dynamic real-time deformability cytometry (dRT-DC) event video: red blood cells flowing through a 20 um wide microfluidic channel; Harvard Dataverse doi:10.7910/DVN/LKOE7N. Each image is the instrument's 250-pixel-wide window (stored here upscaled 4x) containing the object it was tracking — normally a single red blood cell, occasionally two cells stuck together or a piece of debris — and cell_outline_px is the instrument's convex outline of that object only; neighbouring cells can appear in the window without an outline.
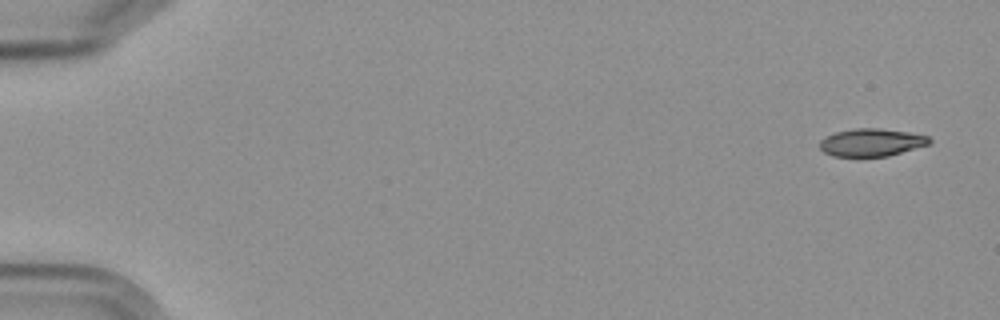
{"species": "Egyptian fruit bat (a non-hibernating species)", "species_latin": "Rousettus aegyptiacus", "temperature_condition": "cold", "stored_images_in_passage": 6, "camera_frame_rate_fps": 3000, "um_per_image_px": 0.085, "frame": {"image": 1, "passage_image": 1, "time_ms": 0.0, "image_size_px": [1000, 320], "cell_outline_px": [[932, 140], [928, 144], [888, 156], [856, 160], [832, 156], [824, 152], [820, 148], [820, 140], [836, 132], [856, 128], [880, 128], [908, 132], [928, 136]], "centroid_in_image_um": [74.02, 12.16], "position_along_channel_um": 11.0, "area_um2": 18.26}}
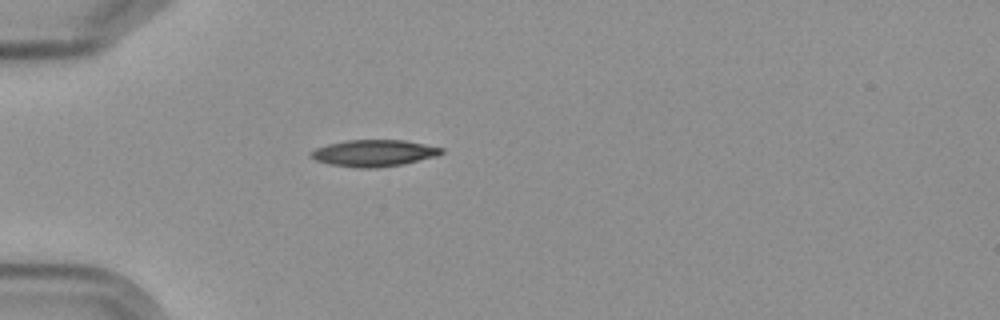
{"frame": {"image": 2, "passage_image": 5, "time_ms": 5.0, "image_size_px": [1000, 320], "cell_outline_px": [[444, 152], [436, 156], [400, 164], [376, 168], [356, 168], [328, 164], [316, 160], [308, 156], [308, 152], [316, 148], [328, 144], [348, 140], [404, 140], [444, 148]], "centroid_in_image_um": [31.73, 13.01], "position_along_channel_um": 53.3, "area_um2": 20.23}}